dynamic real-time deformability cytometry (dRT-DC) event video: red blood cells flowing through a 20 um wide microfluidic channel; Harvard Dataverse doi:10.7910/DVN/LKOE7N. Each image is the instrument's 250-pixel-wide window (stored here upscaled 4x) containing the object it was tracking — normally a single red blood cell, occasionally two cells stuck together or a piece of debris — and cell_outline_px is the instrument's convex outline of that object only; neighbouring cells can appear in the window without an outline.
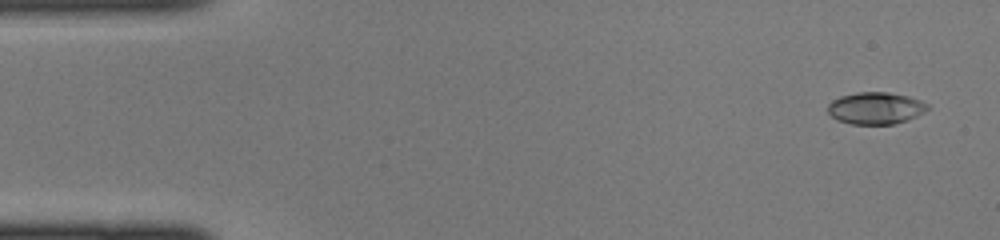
{"species": "common noctule bat (a hibernating species)", "species_latin": "Nyctalus noctula", "temperature_condition": "cold", "stored_images_in_passage": 44, "camera_frame_rate_fps": 3000, "um_per_image_px": 0.085, "animal": {"sex": "female", "body_mass_g": 22.0, "forearm_length_mm": 56.7}, "frame": {"image": 1, "passage_image": 2, "time_ms": 0.333, "image_size_px": [1000, 240], "cell_outline_px": [[928, 108], [924, 112], [916, 116], [892, 124], [852, 124], [836, 120], [828, 112], [828, 104], [832, 100], [840, 96], [856, 92], [888, 92], [908, 96], [920, 100], [928, 104]], "centroid_in_image_um": [74.4, 9.18], "position_along_channel_um": 10.6, "area_um2": 18.5}}
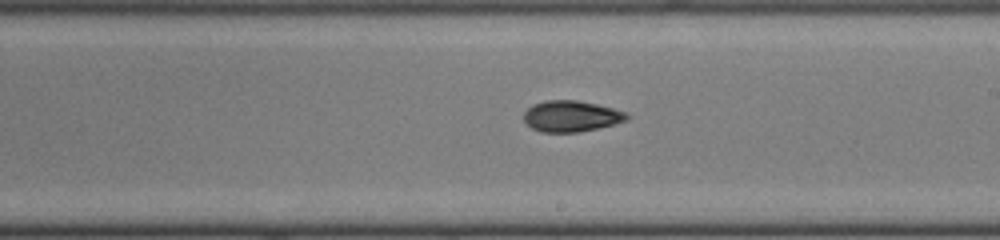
{"frame": {"image": 2, "passage_image": 25, "time_ms": 8.0, "image_size_px": [1000, 240], "cell_outline_px": [[628, 120], [580, 132], [540, 132], [532, 128], [524, 120], [524, 112], [532, 104], [544, 100], [576, 100], [596, 104], [628, 112]], "centroid_in_image_um": [48.53, 9.87], "position_along_channel_um": 240.5, "area_um2": 18.61}}
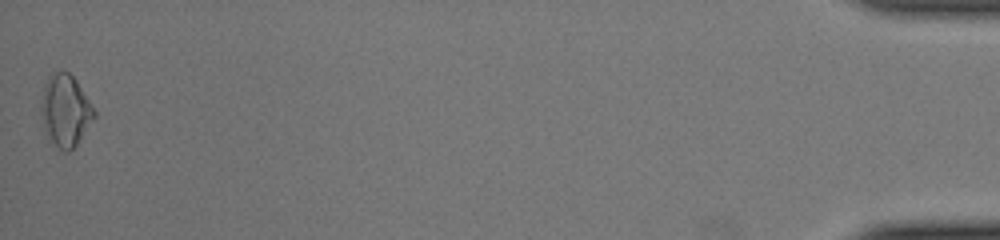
{"frame": {"image": 3, "passage_image": 44, "time_ms": 14.333, "image_size_px": [1000, 240], "cell_outline_px": [[96, 116], [76, 144], [68, 152], [64, 152], [48, 136], [44, 128], [40, 108], [44, 84], [48, 76], [56, 72], [68, 72], [76, 80], [96, 112]], "centroid_in_image_um": [5.55, 9.38], "position_along_channel_um": 429.7, "area_um2": 21.73}}